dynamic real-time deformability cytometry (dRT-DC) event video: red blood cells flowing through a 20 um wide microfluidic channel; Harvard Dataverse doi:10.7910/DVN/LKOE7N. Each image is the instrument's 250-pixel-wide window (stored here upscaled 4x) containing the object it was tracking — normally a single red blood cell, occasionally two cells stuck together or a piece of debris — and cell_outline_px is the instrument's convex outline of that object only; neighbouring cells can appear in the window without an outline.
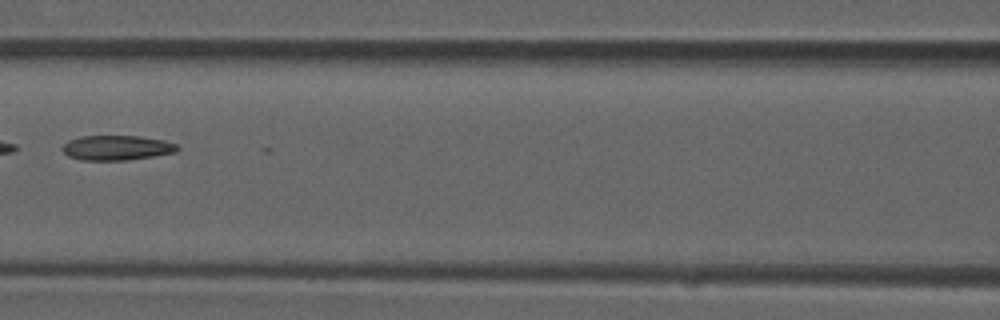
{"species": "common noctule bat (a hibernating species)", "species_latin": "Nyctalus noctula", "temperature_condition": "room temperature", "stored_images_in_passage": 7, "camera_frame_rate_fps": 3000, "um_per_image_px": 0.085, "animal": {"sex": "male", "forearm_length_mm": 52.5}, "frame": {"image": 1, "passage_image": 7, "time_ms": 2.0, "image_size_px": [1000, 320], "cell_outline_px": [[180, 148], [176, 152], [128, 160], [80, 160], [68, 156], [60, 148], [68, 140], [84, 136], [140, 136], [164, 140], [176, 144]], "centroid_in_image_um": [9.91, 12.56], "position_along_channel_um": 156.7, "area_um2": 16.65}}